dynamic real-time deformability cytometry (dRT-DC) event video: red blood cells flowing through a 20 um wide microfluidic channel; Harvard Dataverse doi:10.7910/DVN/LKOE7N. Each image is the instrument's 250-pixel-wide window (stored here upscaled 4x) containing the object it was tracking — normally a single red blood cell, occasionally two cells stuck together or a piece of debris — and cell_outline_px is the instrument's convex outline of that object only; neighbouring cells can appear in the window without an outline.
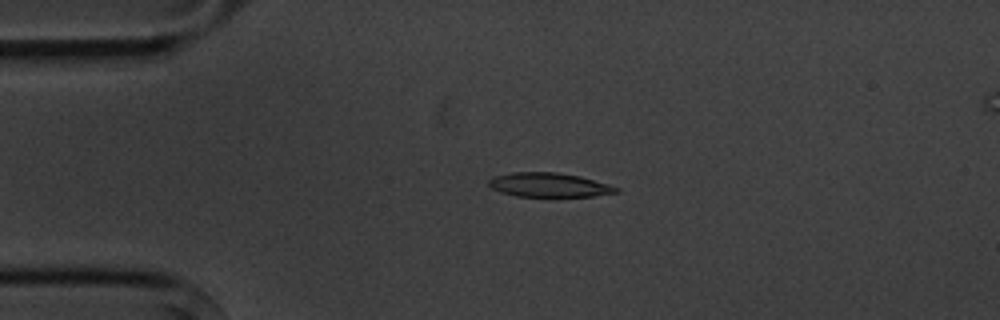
{"species": "common noctule bat (a hibernating species)", "species_latin": "Nyctalus noctula", "temperature_condition": "cold", "stored_images_in_passage": 5, "segment_of_instrument_passage": [1, 2], "camera_frame_rate_fps": 3000, "um_per_image_px": 0.085, "animal": {"sex": "male", "body_mass_g": 20.1, "forearm_length_mm": 53.5}, "frame": {"image": 1, "passage_image": 3, "time_ms": 2.333, "image_size_px": [1000, 320], "cell_outline_px": [[620, 192], [592, 196], [516, 196], [500, 192], [492, 188], [488, 184], [488, 180], [492, 176], [512, 172], [556, 172], [580, 176], [608, 184], [620, 188]], "centroid_in_image_um": [46.65, 15.71], "position_along_channel_um": 38.4, "area_um2": 17.98}}